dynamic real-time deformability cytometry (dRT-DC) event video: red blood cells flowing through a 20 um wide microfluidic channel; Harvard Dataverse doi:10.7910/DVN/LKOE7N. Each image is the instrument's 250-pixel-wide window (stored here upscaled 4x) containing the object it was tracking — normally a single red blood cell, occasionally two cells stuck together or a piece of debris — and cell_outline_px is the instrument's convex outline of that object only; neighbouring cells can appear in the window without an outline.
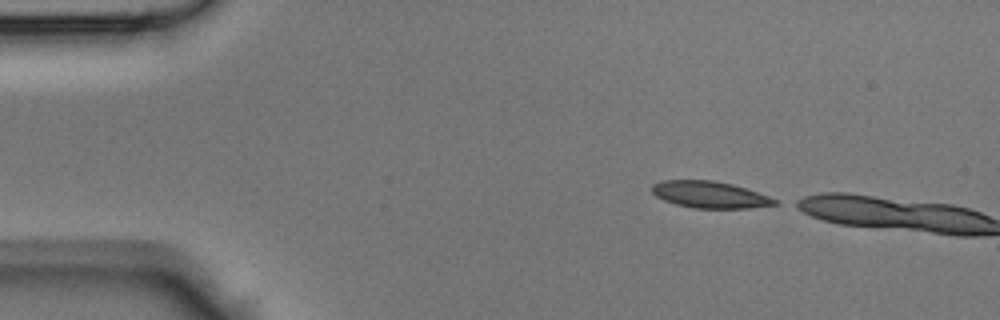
{"species": "Egyptian fruit bat (a non-hibernating species)", "species_latin": "Rousettus aegyptiacus", "temperature_condition": "room temperature", "stored_images_in_passage": 3, "camera_frame_rate_fps": 3000, "um_per_image_px": 0.085, "animal": {"sex": "male"}, "frame": {"image": 1, "passage_image": 1, "time_ms": 0.0, "image_size_px": [1000, 320], "cell_outline_px": [[780, 204], [748, 208], [692, 208], [676, 204], [664, 200], [656, 196], [652, 192], [652, 184], [664, 180], [712, 180], [732, 184], [780, 200]], "centroid_in_image_um": [60.34, 16.55], "position_along_channel_um": 24.7, "area_um2": 19.07}}